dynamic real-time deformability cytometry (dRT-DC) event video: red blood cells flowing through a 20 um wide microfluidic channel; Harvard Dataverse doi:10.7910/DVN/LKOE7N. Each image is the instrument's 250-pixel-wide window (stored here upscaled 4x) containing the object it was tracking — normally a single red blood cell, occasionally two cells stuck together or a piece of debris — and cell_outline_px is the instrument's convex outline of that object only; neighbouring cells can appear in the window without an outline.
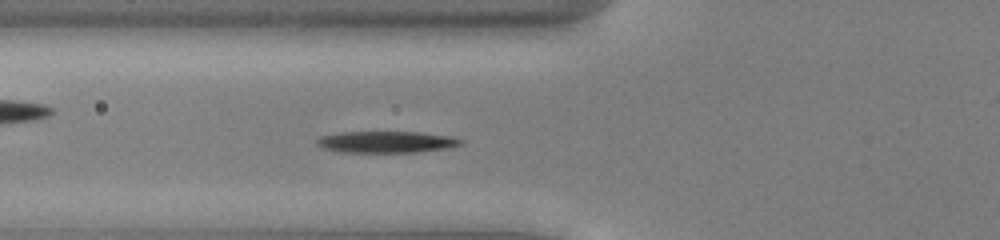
{"species": "common noctule bat (a hibernating species)", "species_latin": "Nyctalus noctula", "temperature_condition": "cold", "stored_images_in_passage": 46, "camera_frame_rate_fps": 3000, "um_per_image_px": 0.085, "animal": {"sex": "male", "body_mass_g": 13.0, "forearm_length_mm": 53.1}, "frame": {"image": 1, "passage_image": 13, "time_ms": 4.0, "image_size_px": [1000, 240], "cell_outline_px": [[464, 144], [452, 148], [416, 152], [344, 152], [324, 148], [316, 144], [316, 140], [320, 136], [340, 132], [420, 132], [452, 136], [464, 140]], "centroid_in_image_um": [32.92, 12.06], "position_along_channel_um": 92.9, "area_um2": 18.26}}
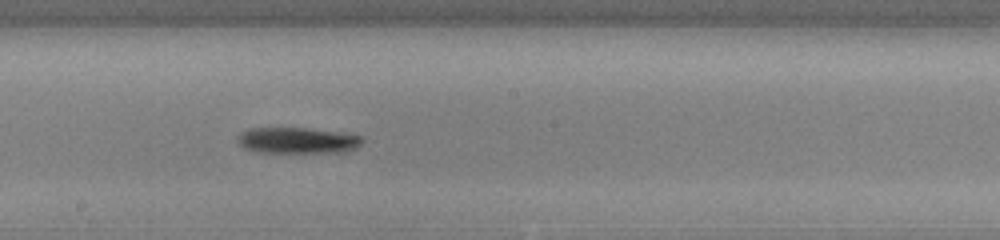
{"frame": {"image": 2, "passage_image": 23, "time_ms": 7.333, "image_size_px": [1000, 240], "cell_outline_px": [[364, 140], [360, 144], [352, 148], [340, 152], [256, 152], [244, 148], [236, 140], [236, 136], [240, 132], [248, 128], [308, 128], [364, 136]], "centroid_in_image_um": [25.21, 11.93], "position_along_channel_um": 223.0, "area_um2": 18.84}}
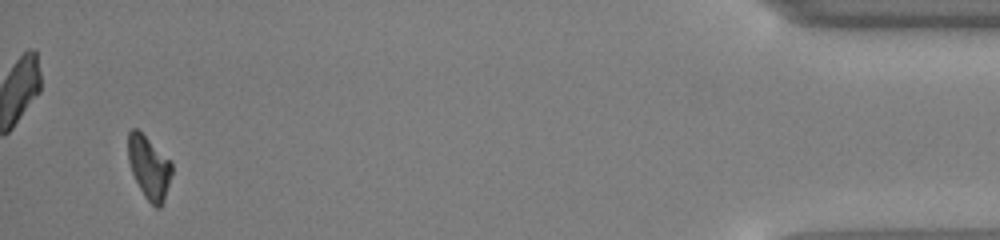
{"frame": {"image": 3, "passage_image": 44, "time_ms": 14.333, "image_size_px": [1000, 240], "cell_outline_px": [[172, 172], [164, 200], [160, 208], [156, 208], [144, 196], [132, 172], [128, 160], [128, 132], [132, 128], [136, 128], [172, 160]], "centroid_in_image_um": [12.68, 14.21], "position_along_channel_um": 422.5, "area_um2": 16.01}, "authors_computed_cell_mechanics": {"area_um2": 17.8313, "velocity_mm_per_s": 3.8946, "shape_relaxation_time_tau1_ms": 4.7507, "shape_relaxation_time_tau2_ms": null, "deformation_change_tau1": 0.1431, "deformation_change_tau2": null}}